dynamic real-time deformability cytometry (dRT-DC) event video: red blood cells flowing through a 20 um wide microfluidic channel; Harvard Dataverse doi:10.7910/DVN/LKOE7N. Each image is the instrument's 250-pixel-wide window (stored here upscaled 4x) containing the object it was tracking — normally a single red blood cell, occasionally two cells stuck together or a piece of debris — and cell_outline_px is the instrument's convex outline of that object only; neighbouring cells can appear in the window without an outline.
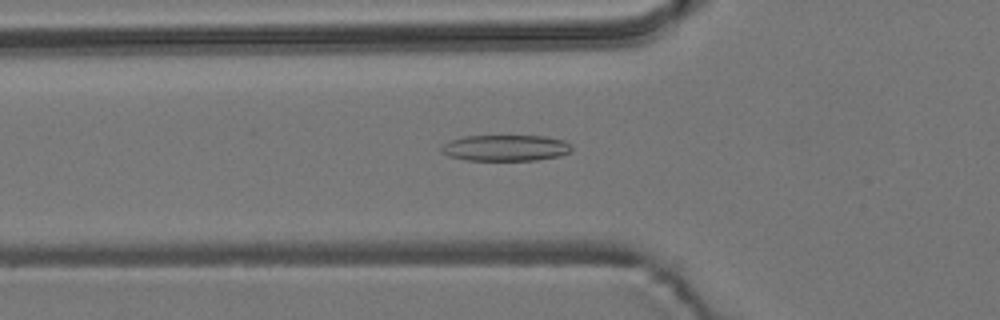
{"species": "common noctule bat (a hibernating species)", "species_latin": "Nyctalus noctula", "temperature_condition": "room temperature", "stored_images_in_passage": 41, "camera_frame_rate_fps": 3000, "um_per_image_px": 0.085, "animal": {"sex": "male", "body_mass_g": 19.2, "forearm_length_mm": 51.8}, "frame": {"image": 1, "passage_image": 19, "time_ms": 6.0, "image_size_px": [1000, 320], "cell_outline_px": [[572, 152], [560, 156], [536, 160], [464, 160], [448, 156], [440, 152], [440, 148], [448, 140], [464, 136], [544, 136], [564, 140], [572, 144]], "centroid_in_image_um": [42.97, 12.57], "position_along_channel_um": 82.8, "area_um2": 20.11}}
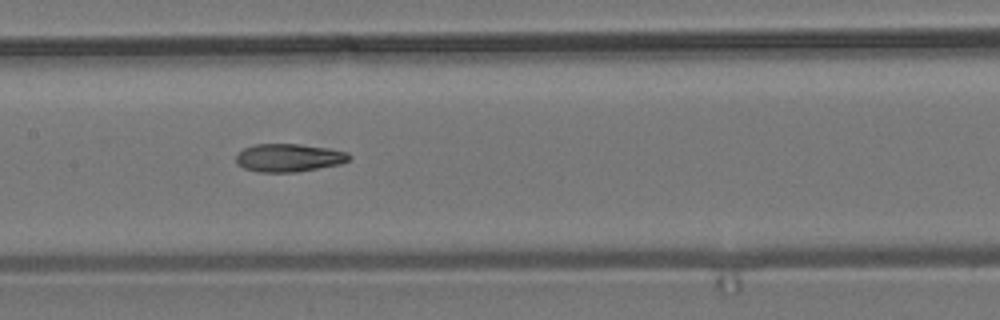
{"frame": {"image": 2, "passage_image": 27, "time_ms": 8.667, "image_size_px": [1000, 320], "cell_outline_px": [[352, 156], [348, 160], [340, 164], [296, 172], [256, 172], [244, 168], [236, 164], [236, 156], [244, 148], [256, 144], [300, 144], [328, 148], [348, 152]], "centroid_in_image_um": [24.55, 13.41], "position_along_channel_um": 182.9, "area_um2": 18.5}}
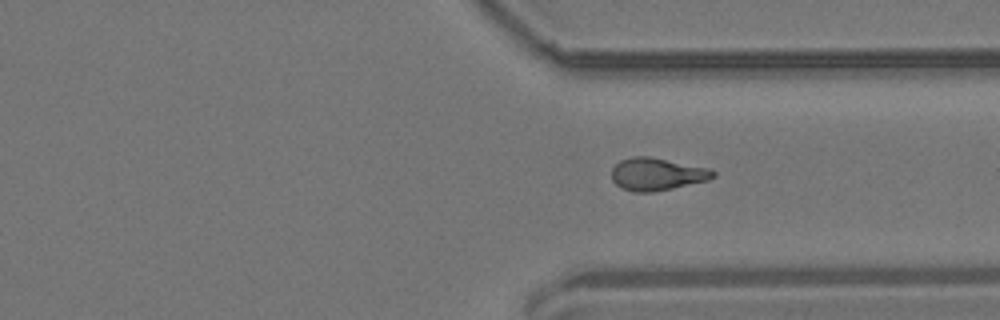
{"frame": {"image": 3, "passage_image": 41, "time_ms": 13.333, "image_size_px": [1000, 320], "cell_outline_px": [[716, 176], [708, 180], [672, 188], [652, 192], [632, 192], [616, 184], [612, 180], [612, 168], [620, 160], [632, 156], [648, 156], [708, 168], [716, 172]], "centroid_in_image_um": [55.83, 14.8], "position_along_channel_um": 355.6, "area_um2": 19.07}}